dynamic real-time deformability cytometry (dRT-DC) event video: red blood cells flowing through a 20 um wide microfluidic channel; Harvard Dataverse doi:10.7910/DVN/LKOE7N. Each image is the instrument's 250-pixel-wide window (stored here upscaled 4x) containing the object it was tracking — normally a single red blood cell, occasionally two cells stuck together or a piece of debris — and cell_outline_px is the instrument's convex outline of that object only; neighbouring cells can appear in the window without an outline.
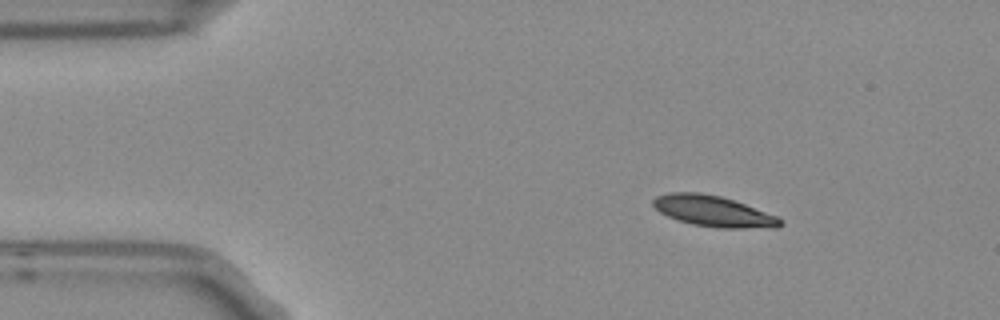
{"species": "Egyptian fruit bat (a non-hibernating species)", "species_latin": "Rousettus aegyptiacus", "temperature_condition": "room temperature", "stored_images_in_passage": 4, "segment_of_instrument_passage": [1, 2], "camera_frame_rate_fps": 3000, "um_per_image_px": 0.085, "frame": {"image": 1, "passage_image": 1, "time_ms": 0.0, "image_size_px": [1000, 320], "cell_outline_px": [[784, 224], [776, 228], [720, 228], [692, 224], [668, 216], [660, 212], [652, 204], [652, 200], [656, 196], [668, 192], [700, 192], [720, 196], [744, 204], [776, 216], [784, 220]], "centroid_in_image_um": [60.64, 17.95], "position_along_channel_um": 24.4, "area_um2": 22.77}}